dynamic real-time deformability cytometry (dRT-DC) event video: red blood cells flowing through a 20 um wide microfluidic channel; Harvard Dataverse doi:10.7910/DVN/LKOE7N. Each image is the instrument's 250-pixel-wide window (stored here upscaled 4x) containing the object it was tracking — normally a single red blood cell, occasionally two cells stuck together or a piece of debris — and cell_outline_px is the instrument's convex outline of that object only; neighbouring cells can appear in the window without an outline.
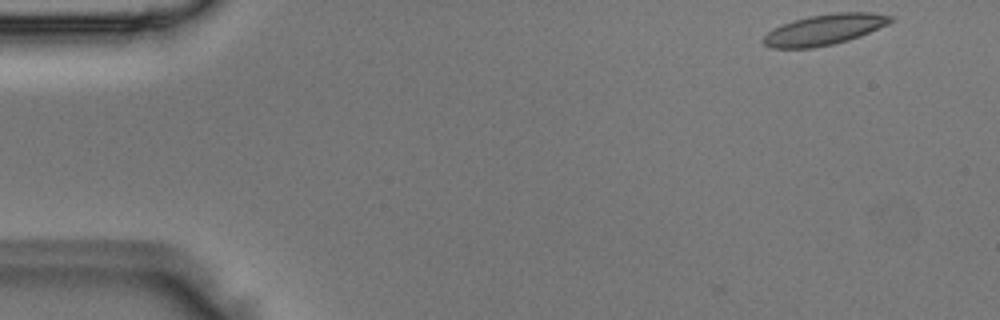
{"species": "Egyptian fruit bat (a non-hibernating species)", "species_latin": "Rousettus aegyptiacus", "temperature_condition": "room temperature", "stored_images_in_passage": 3, "camera_frame_rate_fps": 3000, "um_per_image_px": 0.085, "animal": {"sex": "male"}, "frame": {"image": 1, "passage_image": 1, "time_ms": 0.0, "image_size_px": [1000, 320], "cell_outline_px": [[896, 20], [888, 24], [860, 36], [848, 40], [832, 44], [812, 48], [772, 48], [764, 44], [760, 40], [772, 28], [808, 16], [836, 12], [872, 12], [896, 16]], "centroid_in_image_um": [70.12, 2.5], "position_along_channel_um": 14.9, "area_um2": 22.83}}